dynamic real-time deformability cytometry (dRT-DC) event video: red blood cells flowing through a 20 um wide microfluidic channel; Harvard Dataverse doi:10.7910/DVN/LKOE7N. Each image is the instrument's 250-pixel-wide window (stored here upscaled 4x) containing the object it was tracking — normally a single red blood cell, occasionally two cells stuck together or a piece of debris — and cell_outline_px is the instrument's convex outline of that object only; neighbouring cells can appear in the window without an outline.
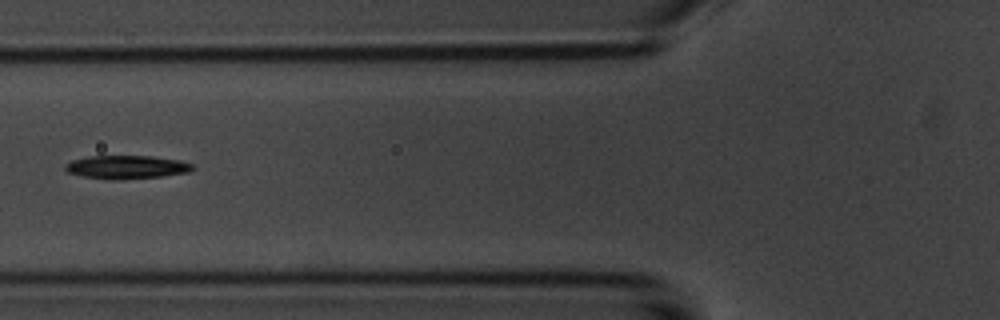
{"species": "common noctule bat (a hibernating species)", "species_latin": "Nyctalus noctula", "temperature_condition": "room temperature", "stored_images_in_passage": 5, "camera_frame_rate_fps": 3000, "um_per_image_px": 0.085, "animal": {"sex": "male", "body_mass_g": 20.1, "forearm_length_mm": 53.5}, "frame": {"image": 1, "passage_image": 4, "time_ms": 4.667, "image_size_px": [1000, 320], "cell_outline_px": [[196, 168], [188, 172], [164, 176], [112, 180], [84, 176], [68, 172], [64, 168], [64, 164], [72, 160], [88, 156], [152, 156], [180, 160], [192, 164]], "centroid_in_image_um": [10.77, 14.2], "position_along_channel_um": 115.0, "area_um2": 17.34}}